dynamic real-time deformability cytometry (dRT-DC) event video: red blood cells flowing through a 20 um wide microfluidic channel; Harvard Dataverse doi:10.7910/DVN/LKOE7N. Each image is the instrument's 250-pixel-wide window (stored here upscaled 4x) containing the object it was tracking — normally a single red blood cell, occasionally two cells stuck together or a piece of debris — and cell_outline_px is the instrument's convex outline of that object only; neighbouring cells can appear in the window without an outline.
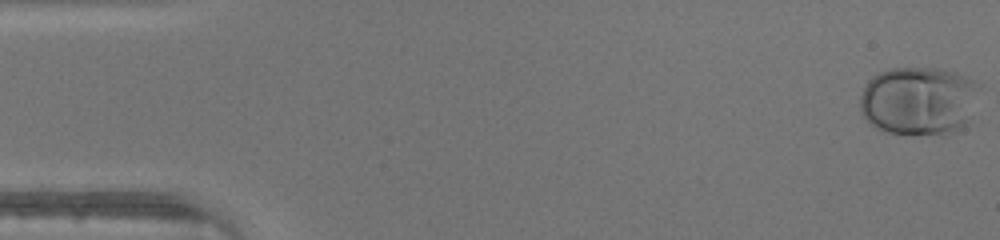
{"species": "human", "species_latin": "Homo sapiens", "temperature_condition": "warm", "stored_images_in_passage": 47, "camera_frame_rate_fps": 3000, "um_per_image_px": 0.085, "donor": {"sex": "male"}, "frame": {"image": 1, "passage_image": 1, "time_ms": 0.0, "image_size_px": [1000, 240], "cell_outline_px": [[980, 88], [964, 128], [948, 136], [940, 136], [888, 132], [876, 128], [868, 124], [860, 108], [860, 96], [868, 80], [872, 76], [880, 72], [892, 68], [940, 68], [956, 72], [980, 84]], "centroid_in_image_um": [78.09, 8.59], "position_along_channel_um": 6.9, "area_um2": 48.32}}
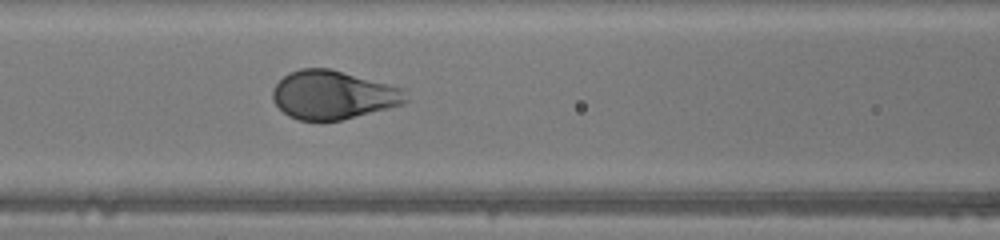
{"frame": {"image": 2, "passage_image": 20, "time_ms": 6.333, "image_size_px": [1000, 240], "cell_outline_px": [[408, 100], [404, 104], [340, 120], [300, 120], [288, 116], [272, 100], [272, 92], [276, 84], [288, 72], [300, 68], [332, 68], [408, 88]], "centroid_in_image_um": [28.38, 8.04], "position_along_channel_um": 138.2, "area_um2": 38.21}}
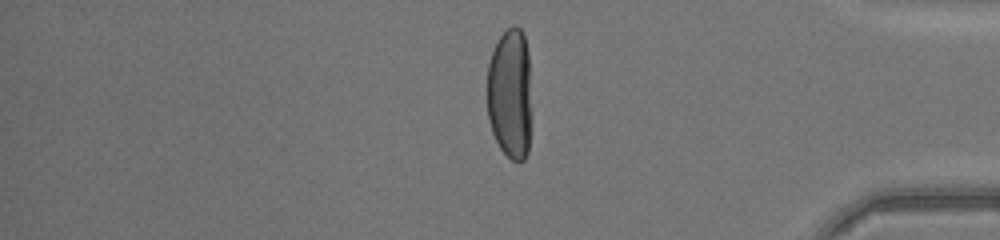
{"frame": {"image": 3, "passage_image": 39, "time_ms": 12.667, "image_size_px": [1000, 240], "cell_outline_px": [[528, 152], [524, 160], [512, 160], [500, 148], [492, 132], [488, 120], [488, 64], [492, 52], [500, 36], [512, 24], [520, 28], [524, 36], [528, 52]], "centroid_in_image_um": [43.31, 7.94], "position_along_channel_um": 391.9, "area_um2": 32.95}}